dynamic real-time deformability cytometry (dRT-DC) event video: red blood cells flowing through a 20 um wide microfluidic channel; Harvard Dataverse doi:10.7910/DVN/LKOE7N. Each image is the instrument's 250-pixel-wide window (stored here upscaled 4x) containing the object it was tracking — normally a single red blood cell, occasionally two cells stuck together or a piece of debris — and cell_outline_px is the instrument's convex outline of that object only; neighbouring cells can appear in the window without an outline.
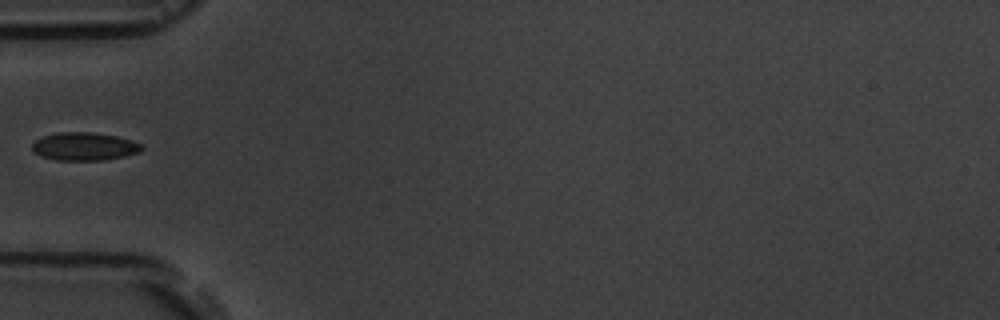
{"species": "common noctule bat (a hibernating species)", "species_latin": "Nyctalus noctula", "temperature_condition": "room temperature", "stored_images_in_passage": 5, "camera_frame_rate_fps": 3000, "um_per_image_px": 0.085, "animal": {"sex": "male", "body_mass_g": 19.5, "forearm_length_mm": 54.6}, "frame": {"image": 1, "passage_image": 5, "time_ms": 5.333, "image_size_px": [1000, 320], "cell_outline_px": [[144, 148], [140, 152], [124, 156], [100, 160], [56, 160], [40, 156], [32, 152], [32, 144], [36, 140], [44, 136], [56, 132], [92, 132], [116, 136], [140, 144]], "centroid_in_image_um": [7.12, 12.45], "position_along_channel_um": 77.9, "area_um2": 17.8}}